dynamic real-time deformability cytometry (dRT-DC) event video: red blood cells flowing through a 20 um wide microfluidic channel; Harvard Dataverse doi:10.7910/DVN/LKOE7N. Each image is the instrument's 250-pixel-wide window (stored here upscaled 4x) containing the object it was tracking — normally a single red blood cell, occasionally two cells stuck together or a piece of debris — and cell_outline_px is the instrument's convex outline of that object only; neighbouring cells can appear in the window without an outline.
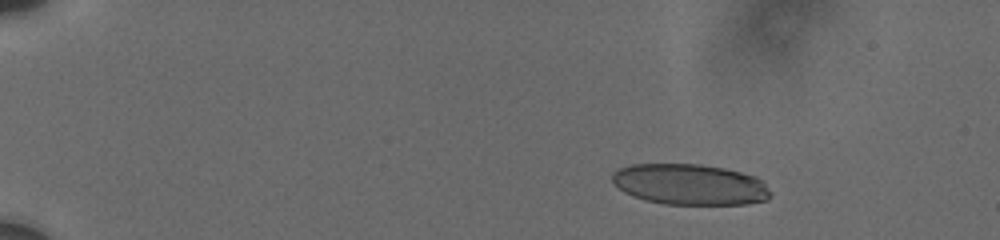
{"species": "human", "species_latin": "Homo sapiens", "temperature_condition": "cold", "stored_images_in_passage": 29, "camera_frame_rate_fps": 3000, "um_per_image_px": 0.085, "donor": {"sex": "male"}, "frame": {"image": 1, "passage_image": 1, "time_ms": 0.0, "image_size_px": [1000, 240], "cell_outline_px": [[772, 196], [768, 200], [748, 204], [664, 204], [644, 200], [632, 196], [624, 192], [612, 180], [612, 172], [620, 168], [632, 164], [700, 164], [724, 168], [756, 176], [772, 192]], "centroid_in_image_um": [58.66, 15.68], "position_along_channel_um": 26.3, "area_um2": 37.8}}
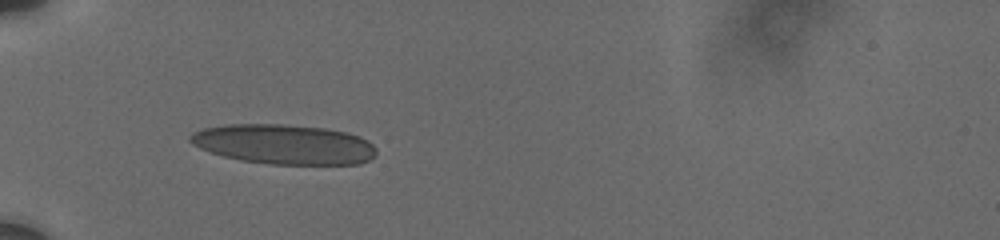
{"frame": {"image": 2, "passage_image": 28, "time_ms": 3.667, "image_size_px": [1000, 240], "cell_outline_px": [[376, 156], [360, 164], [268, 164], [240, 160], [208, 152], [192, 144], [188, 140], [188, 136], [192, 132], [204, 128], [228, 124], [280, 124], [324, 128], [348, 132], [368, 140], [376, 148]], "centroid_in_image_um": [24.12, 12.26], "position_along_channel_um": 60.9, "area_um2": 43.41}}